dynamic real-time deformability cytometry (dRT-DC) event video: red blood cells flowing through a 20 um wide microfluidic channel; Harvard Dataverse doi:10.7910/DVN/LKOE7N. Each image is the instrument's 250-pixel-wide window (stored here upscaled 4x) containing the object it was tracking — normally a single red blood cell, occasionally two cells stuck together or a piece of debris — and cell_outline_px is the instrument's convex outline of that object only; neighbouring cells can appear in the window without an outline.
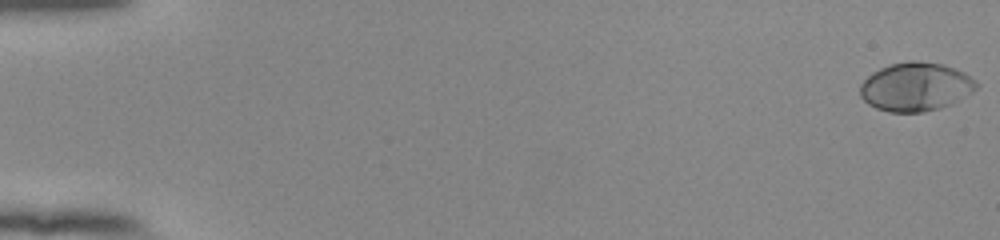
{"species": "human", "species_latin": "Homo sapiens", "temperature_condition": "room temperature", "stored_images_in_passage": 55, "camera_frame_rate_fps": 3000, "um_per_image_px": 0.085, "donor": {"sex": "female"}, "frame": {"image": 1, "passage_image": 1, "time_ms": 0.0, "image_size_px": [1000, 240], "cell_outline_px": [[980, 84], [972, 92], [952, 104], [940, 108], [924, 112], [888, 112], [876, 108], [868, 104], [860, 96], [860, 84], [872, 72], [880, 68], [892, 64], [908, 60], [916, 60], [944, 64], [964, 72], [976, 80]], "centroid_in_image_um": [77.84, 7.37], "position_along_channel_um": 7.2, "area_um2": 33.23}}
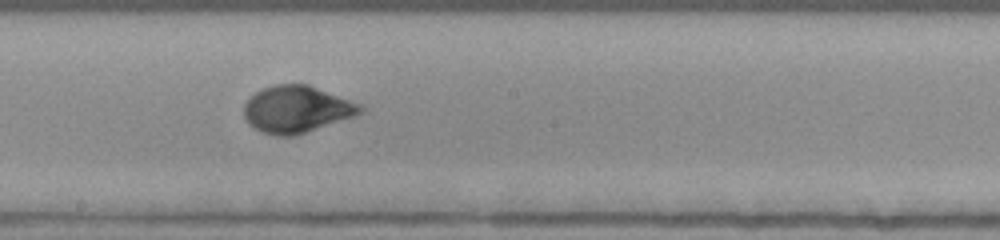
{"frame": {"image": 2, "passage_image": 32, "time_ms": 10.333, "image_size_px": [1000, 240], "cell_outline_px": [[364, 112], [356, 116], [292, 136], [276, 136], [264, 132], [248, 124], [244, 116], [244, 104], [256, 92], [272, 84], [308, 84], [364, 104]], "centroid_in_image_um": [25.27, 9.27], "position_along_channel_um": 222.9, "area_um2": 31.91}}
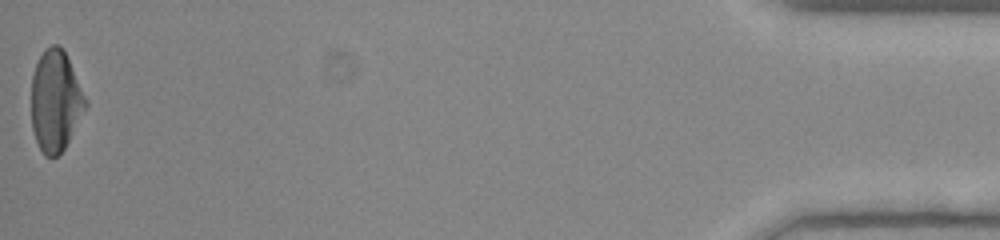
{"frame": {"image": 3, "passage_image": 55, "time_ms": 18.0, "image_size_px": [1000, 240], "cell_outline_px": [[88, 104], [64, 148], [56, 156], [44, 156], [36, 140], [32, 128], [32, 76], [36, 64], [44, 48], [52, 44], [56, 44], [64, 52], [88, 100]], "centroid_in_image_um": [4.72, 8.57], "position_along_channel_um": 430.5, "area_um2": 31.44}, "authors_computed_cell_mechanics": {"area_um2": 31.4432, "velocity_mm_per_s": 3.8635, "shape_relaxation_time_tau1_ms": 4.0156, "shape_relaxation_time_tau2_ms": null, "deformation_change_tau1": 0.2224, "deformation_change_tau2": null}}